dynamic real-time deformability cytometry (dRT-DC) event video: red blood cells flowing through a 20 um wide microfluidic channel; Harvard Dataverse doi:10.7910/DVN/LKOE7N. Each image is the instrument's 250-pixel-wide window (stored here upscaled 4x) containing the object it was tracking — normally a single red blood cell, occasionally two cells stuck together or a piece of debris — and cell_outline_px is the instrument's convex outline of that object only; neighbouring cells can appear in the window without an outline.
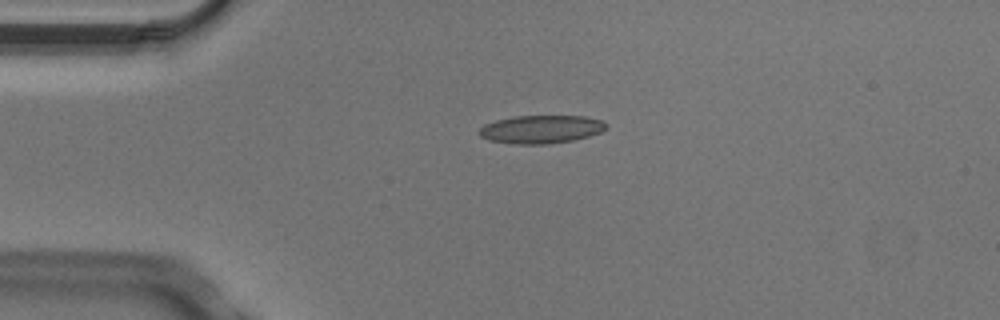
{"species": "Egyptian fruit bat (a non-hibernating species)", "species_latin": "Rousettus aegyptiacus", "temperature_condition": "cold", "stored_images_in_passage": 5, "camera_frame_rate_fps": 3000, "um_per_image_px": 0.085, "animal": {"sex": "male"}, "frame": {"image": 1, "passage_image": 2, "time_ms": 0.333, "image_size_px": [1000, 320], "cell_outline_px": [[608, 128], [600, 132], [588, 136], [572, 140], [548, 144], [516, 144], [488, 140], [480, 136], [480, 128], [484, 124], [496, 120], [516, 116], [584, 116], [600, 120], [608, 124]], "centroid_in_image_um": [46.0, 10.99], "position_along_channel_um": 39.0, "area_um2": 20.75}}
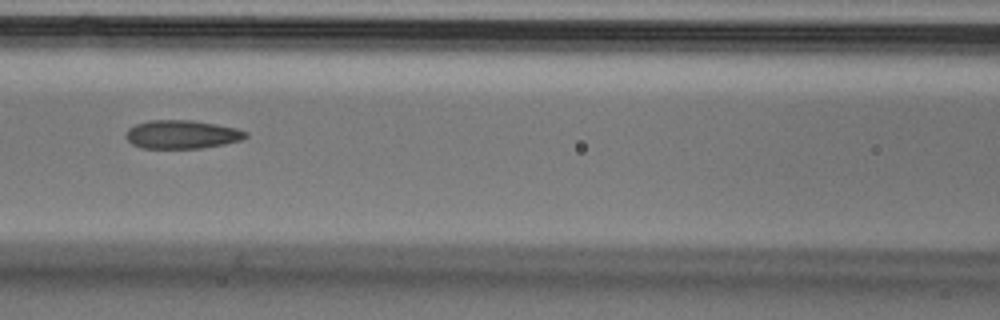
{"frame": {"image": 2, "passage_image": 5, "time_ms": 1.333, "image_size_px": [1000, 320], "cell_outline_px": [[248, 136], [244, 140], [224, 144], [200, 148], [140, 148], [132, 144], [124, 136], [128, 128], [136, 124], [148, 120], [192, 120], [216, 124], [236, 128], [248, 132]], "centroid_in_image_um": [15.46, 11.42], "position_along_channel_um": 151.1, "area_um2": 20.06}}